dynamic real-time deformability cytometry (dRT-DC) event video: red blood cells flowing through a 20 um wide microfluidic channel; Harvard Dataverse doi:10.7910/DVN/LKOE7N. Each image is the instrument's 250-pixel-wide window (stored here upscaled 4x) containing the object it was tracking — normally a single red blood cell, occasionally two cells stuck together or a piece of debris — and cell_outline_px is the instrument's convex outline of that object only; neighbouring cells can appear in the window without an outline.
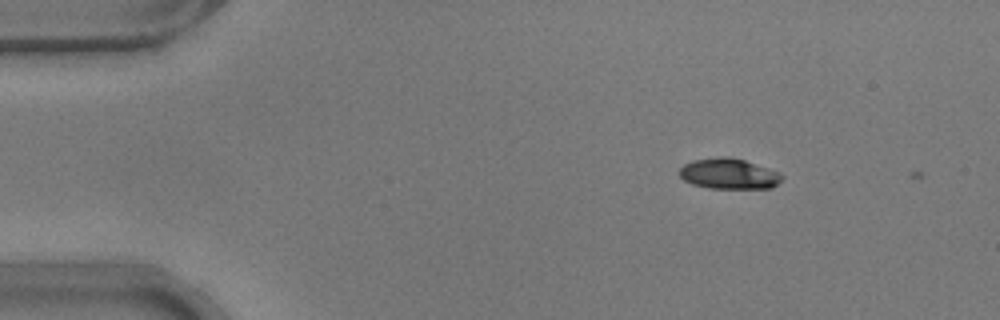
{"species": "common noctule bat (a hibernating species)", "species_latin": "Nyctalus noctula", "temperature_condition": "warm", "stored_images_in_passage": 6, "camera_frame_rate_fps": 3000, "um_per_image_px": 0.085, "animal": {"sex": "male", "body_mass_g": 17.9}, "frame": {"image": 1, "passage_image": 2, "time_ms": 0.333, "image_size_px": [1000, 320], "cell_outline_px": [[784, 176], [772, 188], [708, 188], [692, 184], [684, 180], [680, 176], [680, 168], [684, 164], [692, 160], [720, 156], [728, 156], [744, 160], [780, 172]], "centroid_in_image_um": [61.94, 14.76], "position_along_channel_um": 23.1, "area_um2": 18.26}}